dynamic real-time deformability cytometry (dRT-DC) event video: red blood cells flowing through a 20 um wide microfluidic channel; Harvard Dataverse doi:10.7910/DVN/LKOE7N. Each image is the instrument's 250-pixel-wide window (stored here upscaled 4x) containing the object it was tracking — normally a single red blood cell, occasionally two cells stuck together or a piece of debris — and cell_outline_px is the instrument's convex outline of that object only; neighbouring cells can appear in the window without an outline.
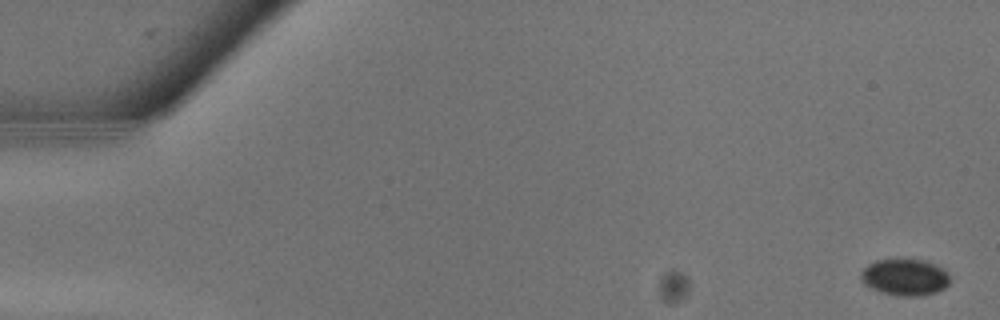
{"species": "common noctule bat (a hibernating species)", "species_latin": "Nyctalus noctula", "temperature_condition": "warm", "stored_images_in_passage": 14, "camera_frame_rate_fps": 3000, "um_per_image_px": 0.085, "animal": {"sex": "male", "body_mass_g": 13.3}, "frame": {"image": 1, "passage_image": 1, "time_ms": 0.0, "image_size_px": [1000, 320], "cell_outline_px": [[948, 284], [944, 288], [936, 292], [920, 296], [896, 296], [880, 292], [864, 284], [860, 280], [860, 272], [868, 264], [876, 260], [924, 260], [936, 264], [944, 268], [948, 272]], "centroid_in_image_um": [76.9, 23.57], "position_along_channel_um": 8.1, "area_um2": 19.07}}
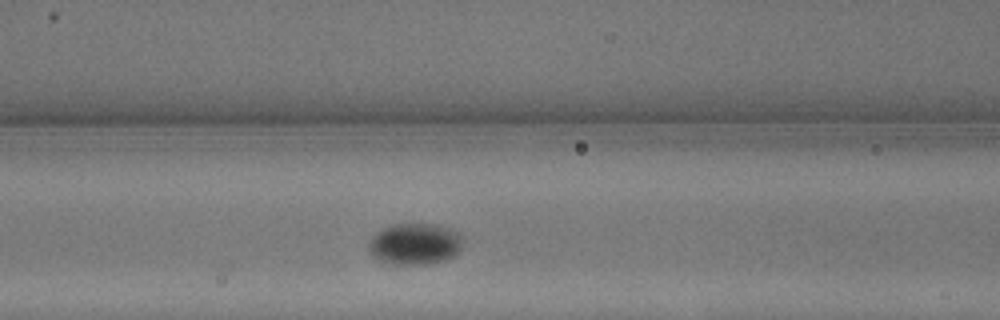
{"frame": {"image": 2, "passage_image": 12, "time_ms": 3.667, "image_size_px": [1000, 320], "cell_outline_px": [[464, 244], [456, 256], [448, 260], [428, 264], [392, 264], [380, 260], [372, 256], [368, 252], [368, 244], [372, 236], [376, 232], [392, 224], [432, 224], [448, 228], [460, 232], [464, 236]], "centroid_in_image_um": [35.31, 20.74], "position_along_channel_um": 131.3, "area_um2": 23.24}}
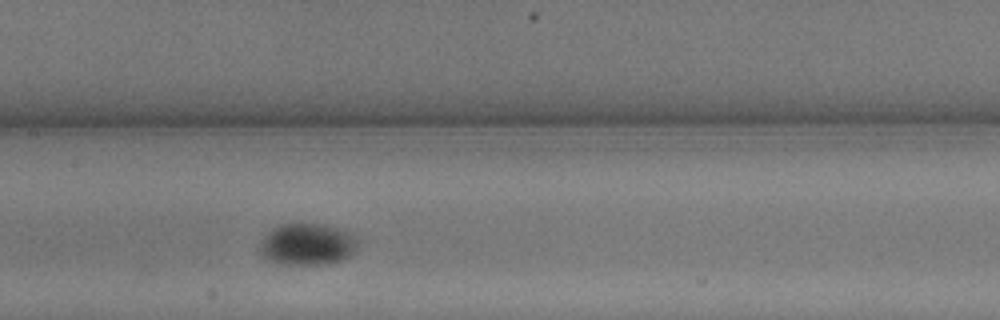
{"frame": {"image": 3, "passage_image": 14, "time_ms": 4.333, "image_size_px": [1000, 320], "cell_outline_px": [[356, 248], [344, 260], [328, 264], [280, 264], [268, 260], [260, 252], [260, 244], [264, 236], [272, 228], [280, 224], [324, 224], [348, 232], [356, 240]], "centroid_in_image_um": [26.08, 20.77], "position_along_channel_um": 181.3, "area_um2": 23.58}}